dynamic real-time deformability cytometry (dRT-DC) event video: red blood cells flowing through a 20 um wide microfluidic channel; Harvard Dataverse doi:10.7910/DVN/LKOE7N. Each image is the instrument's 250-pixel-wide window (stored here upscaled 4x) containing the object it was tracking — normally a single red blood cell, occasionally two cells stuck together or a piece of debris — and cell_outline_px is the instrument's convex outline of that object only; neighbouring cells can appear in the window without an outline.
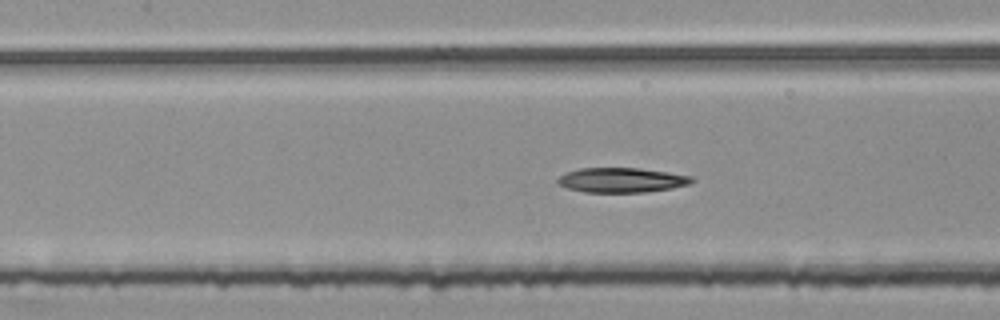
{"species": "common noctule bat (a hibernating species)", "species_latin": "Nyctalus noctula", "temperature_condition": "room temperature", "stored_images_in_passage": 53, "segment_of_instrument_passage": [2, 2], "camera_frame_rate_fps": 3000, "um_per_image_px": 0.085, "animal": {"sex": "female", "body_mass_g": 25.1}, "frame": {"image": 1, "passage_image": 24, "time_ms": 7.667, "image_size_px": [1000, 320], "cell_outline_px": [[696, 180], [692, 184], [672, 188], [648, 192], [584, 192], [568, 188], [556, 184], [556, 180], [560, 176], [568, 172], [580, 168], [640, 168], [668, 172], [692, 176]], "centroid_in_image_um": [52.88, 15.31], "position_along_channel_um": 154.5, "area_um2": 19.48}}
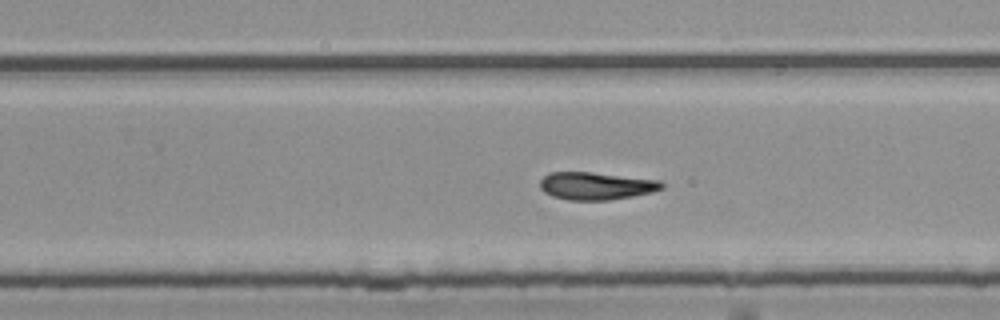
{"frame": {"image": 2, "passage_image": 34, "time_ms": 11.0, "image_size_px": [1000, 320], "cell_outline_px": [[664, 188], [652, 192], [632, 196], [608, 200], [568, 200], [552, 196], [544, 192], [540, 188], [540, 180], [548, 172], [592, 172], [660, 180], [664, 184]], "centroid_in_image_um": [50.66, 15.8], "position_along_channel_um": 279.1, "area_um2": 19.65}}
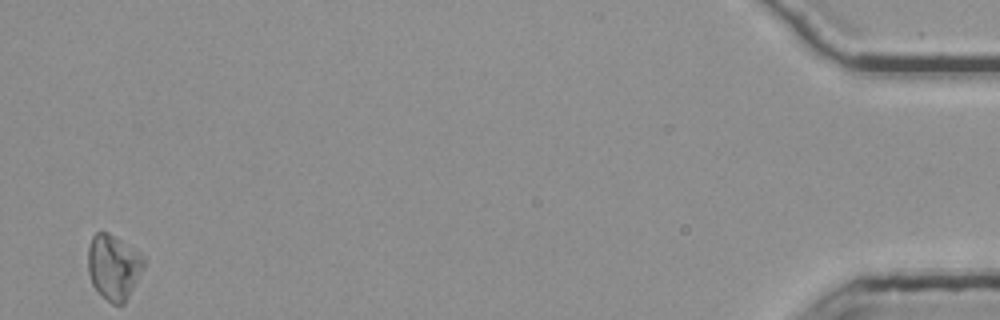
{"frame": {"image": 3, "passage_image": 53, "time_ms": 17.333, "image_size_px": [1000, 320], "cell_outline_px": [[144, 268], [124, 304], [112, 304], [92, 284], [88, 272], [88, 244], [92, 236], [96, 232], [108, 232], [144, 256]], "centroid_in_image_um": [9.64, 22.68], "position_along_channel_um": 425.6, "area_um2": 20.92}}